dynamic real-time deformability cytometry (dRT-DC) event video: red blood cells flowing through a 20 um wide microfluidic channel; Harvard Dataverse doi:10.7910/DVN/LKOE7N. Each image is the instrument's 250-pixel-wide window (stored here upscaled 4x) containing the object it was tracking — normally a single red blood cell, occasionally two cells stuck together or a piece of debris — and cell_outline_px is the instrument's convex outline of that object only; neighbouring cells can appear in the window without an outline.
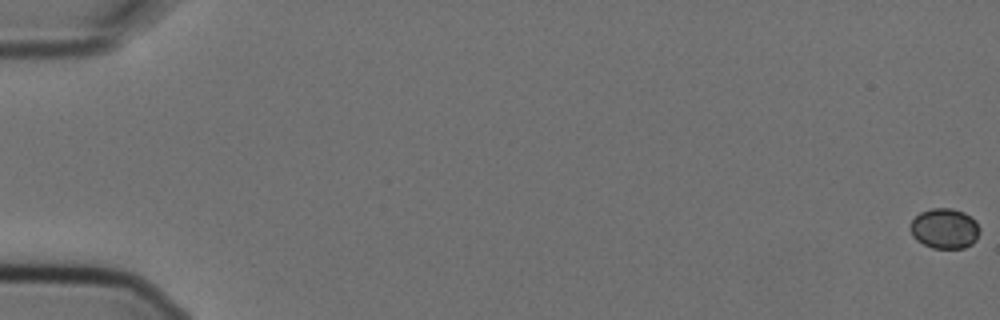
{"species": "Egyptian fruit bat (a non-hibernating species)", "species_latin": "Rousettus aegyptiacus", "temperature_condition": "cold", "stored_images_in_passage": 10, "camera_frame_rate_fps": 3000, "um_per_image_px": 0.085, "animal": {"sex": "female"}, "frame": {"image": 1, "passage_image": 1, "time_ms": 0.0, "image_size_px": [1000, 320], "cell_outline_px": [[980, 232], [976, 240], [972, 244], [964, 248], [932, 248], [916, 240], [912, 236], [912, 220], [920, 212], [932, 208], [952, 208], [964, 212], [976, 220], [980, 228]], "centroid_in_image_um": [80.33, 19.42], "position_along_channel_um": 4.7, "area_um2": 16.3}}
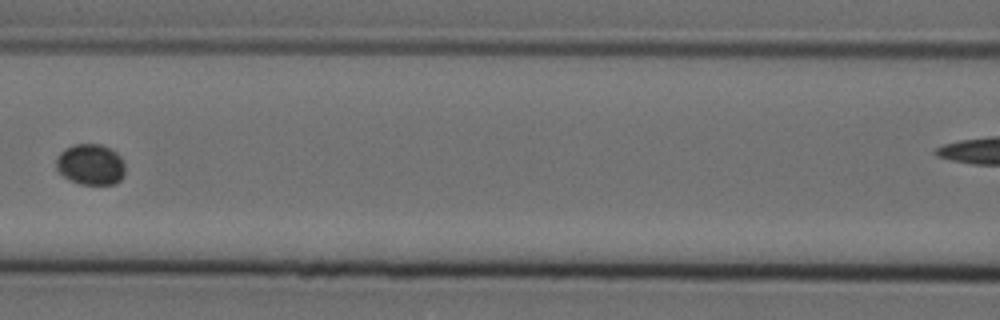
{"frame": {"image": 2, "passage_image": 7, "time_ms": 2.0, "image_size_px": [1000, 320], "cell_outline_px": [[124, 176], [116, 184], [80, 184], [64, 176], [56, 168], [56, 156], [64, 148], [76, 144], [100, 144], [116, 152], [120, 156], [124, 164]], "centroid_in_image_um": [7.7, 13.97], "position_along_channel_um": 158.9, "area_um2": 16.42}}